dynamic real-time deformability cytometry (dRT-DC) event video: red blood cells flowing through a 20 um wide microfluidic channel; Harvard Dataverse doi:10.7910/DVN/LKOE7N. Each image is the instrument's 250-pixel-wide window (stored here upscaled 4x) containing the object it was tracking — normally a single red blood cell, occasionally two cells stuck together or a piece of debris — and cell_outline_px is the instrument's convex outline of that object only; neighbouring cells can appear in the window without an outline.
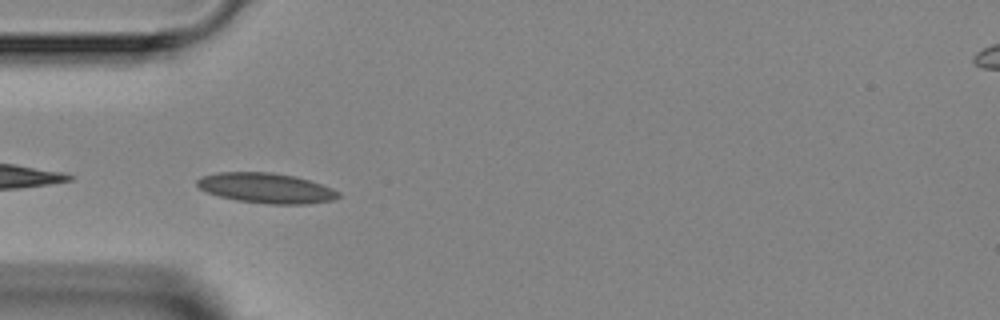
{"species": "Egyptian fruit bat (a non-hibernating species)", "species_latin": "Rousettus aegyptiacus", "temperature_condition": "room temperature", "stored_images_in_passage": 1, "camera_frame_rate_fps": 3000, "um_per_image_px": 0.085, "animal": {"sex": "female"}, "frame": {"image": 1, "passage_image": 1, "time_ms": 0.0, "image_size_px": [1000, 320], "cell_outline_px": [[340, 196], [332, 200], [308, 204], [268, 204], [236, 200], [220, 196], [208, 192], [200, 188], [196, 184], [196, 180], [200, 176], [216, 172], [272, 172], [296, 176], [332, 188], [340, 192]], "centroid_in_image_um": [22.61, 15.98], "position_along_channel_um": 62.4, "area_um2": 24.85}}